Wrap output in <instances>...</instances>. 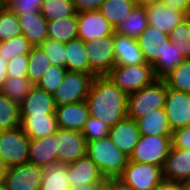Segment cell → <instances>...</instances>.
<instances>
[{
  "instance_id": "8",
  "label": "cell",
  "mask_w": 190,
  "mask_h": 190,
  "mask_svg": "<svg viewBox=\"0 0 190 190\" xmlns=\"http://www.w3.org/2000/svg\"><path fill=\"white\" fill-rule=\"evenodd\" d=\"M119 178L134 190H156L164 180L162 167L129 160Z\"/></svg>"
},
{
  "instance_id": "44",
  "label": "cell",
  "mask_w": 190,
  "mask_h": 190,
  "mask_svg": "<svg viewBox=\"0 0 190 190\" xmlns=\"http://www.w3.org/2000/svg\"><path fill=\"white\" fill-rule=\"evenodd\" d=\"M28 65V54H21L15 56L7 63V77H27Z\"/></svg>"
},
{
  "instance_id": "34",
  "label": "cell",
  "mask_w": 190,
  "mask_h": 190,
  "mask_svg": "<svg viewBox=\"0 0 190 190\" xmlns=\"http://www.w3.org/2000/svg\"><path fill=\"white\" fill-rule=\"evenodd\" d=\"M185 59L176 47V44L169 40L164 51V61H155L152 66L157 78H163L171 70L176 68Z\"/></svg>"
},
{
  "instance_id": "30",
  "label": "cell",
  "mask_w": 190,
  "mask_h": 190,
  "mask_svg": "<svg viewBox=\"0 0 190 190\" xmlns=\"http://www.w3.org/2000/svg\"><path fill=\"white\" fill-rule=\"evenodd\" d=\"M135 5L134 0H105L98 11L115 28L130 14Z\"/></svg>"
},
{
  "instance_id": "47",
  "label": "cell",
  "mask_w": 190,
  "mask_h": 190,
  "mask_svg": "<svg viewBox=\"0 0 190 190\" xmlns=\"http://www.w3.org/2000/svg\"><path fill=\"white\" fill-rule=\"evenodd\" d=\"M161 3L190 16V0H159Z\"/></svg>"
},
{
  "instance_id": "37",
  "label": "cell",
  "mask_w": 190,
  "mask_h": 190,
  "mask_svg": "<svg viewBox=\"0 0 190 190\" xmlns=\"http://www.w3.org/2000/svg\"><path fill=\"white\" fill-rule=\"evenodd\" d=\"M169 38L182 54V57L190 59V16L184 19L169 32Z\"/></svg>"
},
{
  "instance_id": "31",
  "label": "cell",
  "mask_w": 190,
  "mask_h": 190,
  "mask_svg": "<svg viewBox=\"0 0 190 190\" xmlns=\"http://www.w3.org/2000/svg\"><path fill=\"white\" fill-rule=\"evenodd\" d=\"M29 65L27 77L33 85H36L43 77L44 72L51 66V62L46 52L40 46H32L28 53Z\"/></svg>"
},
{
  "instance_id": "27",
  "label": "cell",
  "mask_w": 190,
  "mask_h": 190,
  "mask_svg": "<svg viewBox=\"0 0 190 190\" xmlns=\"http://www.w3.org/2000/svg\"><path fill=\"white\" fill-rule=\"evenodd\" d=\"M148 26L144 5H135L130 14L114 28V33L137 39Z\"/></svg>"
},
{
  "instance_id": "53",
  "label": "cell",
  "mask_w": 190,
  "mask_h": 190,
  "mask_svg": "<svg viewBox=\"0 0 190 190\" xmlns=\"http://www.w3.org/2000/svg\"><path fill=\"white\" fill-rule=\"evenodd\" d=\"M134 1L136 2L137 5H145L159 0H134Z\"/></svg>"
},
{
  "instance_id": "54",
  "label": "cell",
  "mask_w": 190,
  "mask_h": 190,
  "mask_svg": "<svg viewBox=\"0 0 190 190\" xmlns=\"http://www.w3.org/2000/svg\"><path fill=\"white\" fill-rule=\"evenodd\" d=\"M95 190H109V189L105 184H102L101 186L97 187Z\"/></svg>"
},
{
  "instance_id": "39",
  "label": "cell",
  "mask_w": 190,
  "mask_h": 190,
  "mask_svg": "<svg viewBox=\"0 0 190 190\" xmlns=\"http://www.w3.org/2000/svg\"><path fill=\"white\" fill-rule=\"evenodd\" d=\"M31 48L30 42L21 34L0 42V55L10 61L17 55L28 54Z\"/></svg>"
},
{
  "instance_id": "12",
  "label": "cell",
  "mask_w": 190,
  "mask_h": 190,
  "mask_svg": "<svg viewBox=\"0 0 190 190\" xmlns=\"http://www.w3.org/2000/svg\"><path fill=\"white\" fill-rule=\"evenodd\" d=\"M164 109L172 132L190 126V93L167 88Z\"/></svg>"
},
{
  "instance_id": "52",
  "label": "cell",
  "mask_w": 190,
  "mask_h": 190,
  "mask_svg": "<svg viewBox=\"0 0 190 190\" xmlns=\"http://www.w3.org/2000/svg\"><path fill=\"white\" fill-rule=\"evenodd\" d=\"M6 170H7L6 165L0 160V181H3Z\"/></svg>"
},
{
  "instance_id": "56",
  "label": "cell",
  "mask_w": 190,
  "mask_h": 190,
  "mask_svg": "<svg viewBox=\"0 0 190 190\" xmlns=\"http://www.w3.org/2000/svg\"><path fill=\"white\" fill-rule=\"evenodd\" d=\"M5 7V0H0V10Z\"/></svg>"
},
{
  "instance_id": "29",
  "label": "cell",
  "mask_w": 190,
  "mask_h": 190,
  "mask_svg": "<svg viewBox=\"0 0 190 190\" xmlns=\"http://www.w3.org/2000/svg\"><path fill=\"white\" fill-rule=\"evenodd\" d=\"M68 164L55 163L44 167L39 190H72L68 184Z\"/></svg>"
},
{
  "instance_id": "51",
  "label": "cell",
  "mask_w": 190,
  "mask_h": 190,
  "mask_svg": "<svg viewBox=\"0 0 190 190\" xmlns=\"http://www.w3.org/2000/svg\"><path fill=\"white\" fill-rule=\"evenodd\" d=\"M101 185H84V186H77L72 190H95L97 187Z\"/></svg>"
},
{
  "instance_id": "24",
  "label": "cell",
  "mask_w": 190,
  "mask_h": 190,
  "mask_svg": "<svg viewBox=\"0 0 190 190\" xmlns=\"http://www.w3.org/2000/svg\"><path fill=\"white\" fill-rule=\"evenodd\" d=\"M20 117V127L30 139L55 134L59 128L56 115H20Z\"/></svg>"
},
{
  "instance_id": "25",
  "label": "cell",
  "mask_w": 190,
  "mask_h": 190,
  "mask_svg": "<svg viewBox=\"0 0 190 190\" xmlns=\"http://www.w3.org/2000/svg\"><path fill=\"white\" fill-rule=\"evenodd\" d=\"M135 121L141 135H172L164 108L153 110Z\"/></svg>"
},
{
  "instance_id": "15",
  "label": "cell",
  "mask_w": 190,
  "mask_h": 190,
  "mask_svg": "<svg viewBox=\"0 0 190 190\" xmlns=\"http://www.w3.org/2000/svg\"><path fill=\"white\" fill-rule=\"evenodd\" d=\"M67 176L71 189L81 185H102L105 182V177L87 155L68 164Z\"/></svg>"
},
{
  "instance_id": "4",
  "label": "cell",
  "mask_w": 190,
  "mask_h": 190,
  "mask_svg": "<svg viewBox=\"0 0 190 190\" xmlns=\"http://www.w3.org/2000/svg\"><path fill=\"white\" fill-rule=\"evenodd\" d=\"M107 76L127 95L151 85L158 79L153 66L148 63L115 65Z\"/></svg>"
},
{
  "instance_id": "42",
  "label": "cell",
  "mask_w": 190,
  "mask_h": 190,
  "mask_svg": "<svg viewBox=\"0 0 190 190\" xmlns=\"http://www.w3.org/2000/svg\"><path fill=\"white\" fill-rule=\"evenodd\" d=\"M40 47L46 52L51 65H57L66 68L65 43L47 38Z\"/></svg>"
},
{
  "instance_id": "32",
  "label": "cell",
  "mask_w": 190,
  "mask_h": 190,
  "mask_svg": "<svg viewBox=\"0 0 190 190\" xmlns=\"http://www.w3.org/2000/svg\"><path fill=\"white\" fill-rule=\"evenodd\" d=\"M40 13L47 21L72 17L77 14L73 0H43Z\"/></svg>"
},
{
  "instance_id": "17",
  "label": "cell",
  "mask_w": 190,
  "mask_h": 190,
  "mask_svg": "<svg viewBox=\"0 0 190 190\" xmlns=\"http://www.w3.org/2000/svg\"><path fill=\"white\" fill-rule=\"evenodd\" d=\"M169 40L167 33L148 25L137 38L146 63L152 65L155 61H164L165 46Z\"/></svg>"
},
{
  "instance_id": "28",
  "label": "cell",
  "mask_w": 190,
  "mask_h": 190,
  "mask_svg": "<svg viewBox=\"0 0 190 190\" xmlns=\"http://www.w3.org/2000/svg\"><path fill=\"white\" fill-rule=\"evenodd\" d=\"M78 19L77 14L72 17H63L48 21V38L61 43H67L72 39L78 38Z\"/></svg>"
},
{
  "instance_id": "1",
  "label": "cell",
  "mask_w": 190,
  "mask_h": 190,
  "mask_svg": "<svg viewBox=\"0 0 190 190\" xmlns=\"http://www.w3.org/2000/svg\"><path fill=\"white\" fill-rule=\"evenodd\" d=\"M127 97L108 76H95L85 102L90 116L112 127L127 116Z\"/></svg>"
},
{
  "instance_id": "55",
  "label": "cell",
  "mask_w": 190,
  "mask_h": 190,
  "mask_svg": "<svg viewBox=\"0 0 190 190\" xmlns=\"http://www.w3.org/2000/svg\"><path fill=\"white\" fill-rule=\"evenodd\" d=\"M0 190H7L3 181H0Z\"/></svg>"
},
{
  "instance_id": "38",
  "label": "cell",
  "mask_w": 190,
  "mask_h": 190,
  "mask_svg": "<svg viewBox=\"0 0 190 190\" xmlns=\"http://www.w3.org/2000/svg\"><path fill=\"white\" fill-rule=\"evenodd\" d=\"M22 34L18 15L6 6L0 10V42Z\"/></svg>"
},
{
  "instance_id": "3",
  "label": "cell",
  "mask_w": 190,
  "mask_h": 190,
  "mask_svg": "<svg viewBox=\"0 0 190 190\" xmlns=\"http://www.w3.org/2000/svg\"><path fill=\"white\" fill-rule=\"evenodd\" d=\"M167 94V85L161 78L151 85L128 94L127 117L134 120L144 117L153 110L164 108Z\"/></svg>"
},
{
  "instance_id": "46",
  "label": "cell",
  "mask_w": 190,
  "mask_h": 190,
  "mask_svg": "<svg viewBox=\"0 0 190 190\" xmlns=\"http://www.w3.org/2000/svg\"><path fill=\"white\" fill-rule=\"evenodd\" d=\"M105 0H73L76 12L98 10Z\"/></svg>"
},
{
  "instance_id": "18",
  "label": "cell",
  "mask_w": 190,
  "mask_h": 190,
  "mask_svg": "<svg viewBox=\"0 0 190 190\" xmlns=\"http://www.w3.org/2000/svg\"><path fill=\"white\" fill-rule=\"evenodd\" d=\"M56 133L29 141L28 163L46 167L58 163Z\"/></svg>"
},
{
  "instance_id": "50",
  "label": "cell",
  "mask_w": 190,
  "mask_h": 190,
  "mask_svg": "<svg viewBox=\"0 0 190 190\" xmlns=\"http://www.w3.org/2000/svg\"><path fill=\"white\" fill-rule=\"evenodd\" d=\"M7 63L8 61L0 55V92H2L4 83L7 77Z\"/></svg>"
},
{
  "instance_id": "43",
  "label": "cell",
  "mask_w": 190,
  "mask_h": 190,
  "mask_svg": "<svg viewBox=\"0 0 190 190\" xmlns=\"http://www.w3.org/2000/svg\"><path fill=\"white\" fill-rule=\"evenodd\" d=\"M42 2L43 0H7L5 6L19 16L40 11Z\"/></svg>"
},
{
  "instance_id": "35",
  "label": "cell",
  "mask_w": 190,
  "mask_h": 190,
  "mask_svg": "<svg viewBox=\"0 0 190 190\" xmlns=\"http://www.w3.org/2000/svg\"><path fill=\"white\" fill-rule=\"evenodd\" d=\"M20 125L19 105L0 92V128L3 131L11 130L20 127Z\"/></svg>"
},
{
  "instance_id": "40",
  "label": "cell",
  "mask_w": 190,
  "mask_h": 190,
  "mask_svg": "<svg viewBox=\"0 0 190 190\" xmlns=\"http://www.w3.org/2000/svg\"><path fill=\"white\" fill-rule=\"evenodd\" d=\"M66 72L65 67L51 65L46 69L36 86L53 95L62 84Z\"/></svg>"
},
{
  "instance_id": "41",
  "label": "cell",
  "mask_w": 190,
  "mask_h": 190,
  "mask_svg": "<svg viewBox=\"0 0 190 190\" xmlns=\"http://www.w3.org/2000/svg\"><path fill=\"white\" fill-rule=\"evenodd\" d=\"M110 126L103 123L100 119L90 116L82 130L86 142H92L109 136Z\"/></svg>"
},
{
  "instance_id": "33",
  "label": "cell",
  "mask_w": 190,
  "mask_h": 190,
  "mask_svg": "<svg viewBox=\"0 0 190 190\" xmlns=\"http://www.w3.org/2000/svg\"><path fill=\"white\" fill-rule=\"evenodd\" d=\"M162 79L167 88L190 93V59L184 60Z\"/></svg>"
},
{
  "instance_id": "14",
  "label": "cell",
  "mask_w": 190,
  "mask_h": 190,
  "mask_svg": "<svg viewBox=\"0 0 190 190\" xmlns=\"http://www.w3.org/2000/svg\"><path fill=\"white\" fill-rule=\"evenodd\" d=\"M162 169L164 180L187 185L190 182V149L172 146Z\"/></svg>"
},
{
  "instance_id": "6",
  "label": "cell",
  "mask_w": 190,
  "mask_h": 190,
  "mask_svg": "<svg viewBox=\"0 0 190 190\" xmlns=\"http://www.w3.org/2000/svg\"><path fill=\"white\" fill-rule=\"evenodd\" d=\"M30 138L21 127L0 134V160L7 168L28 163Z\"/></svg>"
},
{
  "instance_id": "45",
  "label": "cell",
  "mask_w": 190,
  "mask_h": 190,
  "mask_svg": "<svg viewBox=\"0 0 190 190\" xmlns=\"http://www.w3.org/2000/svg\"><path fill=\"white\" fill-rule=\"evenodd\" d=\"M172 146L190 149V126L182 127L172 132Z\"/></svg>"
},
{
  "instance_id": "11",
  "label": "cell",
  "mask_w": 190,
  "mask_h": 190,
  "mask_svg": "<svg viewBox=\"0 0 190 190\" xmlns=\"http://www.w3.org/2000/svg\"><path fill=\"white\" fill-rule=\"evenodd\" d=\"M56 145L58 163L71 164L86 155V140L81 132L58 128Z\"/></svg>"
},
{
  "instance_id": "7",
  "label": "cell",
  "mask_w": 190,
  "mask_h": 190,
  "mask_svg": "<svg viewBox=\"0 0 190 190\" xmlns=\"http://www.w3.org/2000/svg\"><path fill=\"white\" fill-rule=\"evenodd\" d=\"M91 74L67 71L62 84L53 94L56 106L85 101L93 80Z\"/></svg>"
},
{
  "instance_id": "57",
  "label": "cell",
  "mask_w": 190,
  "mask_h": 190,
  "mask_svg": "<svg viewBox=\"0 0 190 190\" xmlns=\"http://www.w3.org/2000/svg\"><path fill=\"white\" fill-rule=\"evenodd\" d=\"M188 190H190V182L187 184Z\"/></svg>"
},
{
  "instance_id": "9",
  "label": "cell",
  "mask_w": 190,
  "mask_h": 190,
  "mask_svg": "<svg viewBox=\"0 0 190 190\" xmlns=\"http://www.w3.org/2000/svg\"><path fill=\"white\" fill-rule=\"evenodd\" d=\"M90 70L96 76H107L115 66L113 34L85 42Z\"/></svg>"
},
{
  "instance_id": "22",
  "label": "cell",
  "mask_w": 190,
  "mask_h": 190,
  "mask_svg": "<svg viewBox=\"0 0 190 190\" xmlns=\"http://www.w3.org/2000/svg\"><path fill=\"white\" fill-rule=\"evenodd\" d=\"M115 65H140L146 63L135 38L113 33Z\"/></svg>"
},
{
  "instance_id": "49",
  "label": "cell",
  "mask_w": 190,
  "mask_h": 190,
  "mask_svg": "<svg viewBox=\"0 0 190 190\" xmlns=\"http://www.w3.org/2000/svg\"><path fill=\"white\" fill-rule=\"evenodd\" d=\"M156 190H188L186 184L163 180Z\"/></svg>"
},
{
  "instance_id": "19",
  "label": "cell",
  "mask_w": 190,
  "mask_h": 190,
  "mask_svg": "<svg viewBox=\"0 0 190 190\" xmlns=\"http://www.w3.org/2000/svg\"><path fill=\"white\" fill-rule=\"evenodd\" d=\"M55 114L59 128L78 132H82L90 117L89 108L85 101L56 106Z\"/></svg>"
},
{
  "instance_id": "36",
  "label": "cell",
  "mask_w": 190,
  "mask_h": 190,
  "mask_svg": "<svg viewBox=\"0 0 190 190\" xmlns=\"http://www.w3.org/2000/svg\"><path fill=\"white\" fill-rule=\"evenodd\" d=\"M33 86L28 77H8L4 83L2 93L12 102L20 105Z\"/></svg>"
},
{
  "instance_id": "13",
  "label": "cell",
  "mask_w": 190,
  "mask_h": 190,
  "mask_svg": "<svg viewBox=\"0 0 190 190\" xmlns=\"http://www.w3.org/2000/svg\"><path fill=\"white\" fill-rule=\"evenodd\" d=\"M77 19L78 38L84 42L114 33V27L98 10L78 12Z\"/></svg>"
},
{
  "instance_id": "16",
  "label": "cell",
  "mask_w": 190,
  "mask_h": 190,
  "mask_svg": "<svg viewBox=\"0 0 190 190\" xmlns=\"http://www.w3.org/2000/svg\"><path fill=\"white\" fill-rule=\"evenodd\" d=\"M148 25L169 34V32L180 24L187 16L160 1L145 4Z\"/></svg>"
},
{
  "instance_id": "10",
  "label": "cell",
  "mask_w": 190,
  "mask_h": 190,
  "mask_svg": "<svg viewBox=\"0 0 190 190\" xmlns=\"http://www.w3.org/2000/svg\"><path fill=\"white\" fill-rule=\"evenodd\" d=\"M44 168L25 163L6 170L3 182L7 190H39Z\"/></svg>"
},
{
  "instance_id": "20",
  "label": "cell",
  "mask_w": 190,
  "mask_h": 190,
  "mask_svg": "<svg viewBox=\"0 0 190 190\" xmlns=\"http://www.w3.org/2000/svg\"><path fill=\"white\" fill-rule=\"evenodd\" d=\"M20 115H56L53 95L34 85L19 105Z\"/></svg>"
},
{
  "instance_id": "23",
  "label": "cell",
  "mask_w": 190,
  "mask_h": 190,
  "mask_svg": "<svg viewBox=\"0 0 190 190\" xmlns=\"http://www.w3.org/2000/svg\"><path fill=\"white\" fill-rule=\"evenodd\" d=\"M22 35L32 46H40L47 38L46 18L38 12H30L18 16Z\"/></svg>"
},
{
  "instance_id": "5",
  "label": "cell",
  "mask_w": 190,
  "mask_h": 190,
  "mask_svg": "<svg viewBox=\"0 0 190 190\" xmlns=\"http://www.w3.org/2000/svg\"><path fill=\"white\" fill-rule=\"evenodd\" d=\"M171 147L172 135H141L128 160L163 168Z\"/></svg>"
},
{
  "instance_id": "48",
  "label": "cell",
  "mask_w": 190,
  "mask_h": 190,
  "mask_svg": "<svg viewBox=\"0 0 190 190\" xmlns=\"http://www.w3.org/2000/svg\"><path fill=\"white\" fill-rule=\"evenodd\" d=\"M104 184L109 190H134L119 177L106 178Z\"/></svg>"
},
{
  "instance_id": "26",
  "label": "cell",
  "mask_w": 190,
  "mask_h": 190,
  "mask_svg": "<svg viewBox=\"0 0 190 190\" xmlns=\"http://www.w3.org/2000/svg\"><path fill=\"white\" fill-rule=\"evenodd\" d=\"M65 57L67 71L84 72L96 76L89 68L85 42L80 38L65 43Z\"/></svg>"
},
{
  "instance_id": "2",
  "label": "cell",
  "mask_w": 190,
  "mask_h": 190,
  "mask_svg": "<svg viewBox=\"0 0 190 190\" xmlns=\"http://www.w3.org/2000/svg\"><path fill=\"white\" fill-rule=\"evenodd\" d=\"M86 155L106 178L119 177L128 162V156L120 151L109 136L86 142Z\"/></svg>"
},
{
  "instance_id": "21",
  "label": "cell",
  "mask_w": 190,
  "mask_h": 190,
  "mask_svg": "<svg viewBox=\"0 0 190 190\" xmlns=\"http://www.w3.org/2000/svg\"><path fill=\"white\" fill-rule=\"evenodd\" d=\"M140 136L136 121L127 116L110 127L109 131L110 139L128 157L138 143Z\"/></svg>"
}]
</instances>
